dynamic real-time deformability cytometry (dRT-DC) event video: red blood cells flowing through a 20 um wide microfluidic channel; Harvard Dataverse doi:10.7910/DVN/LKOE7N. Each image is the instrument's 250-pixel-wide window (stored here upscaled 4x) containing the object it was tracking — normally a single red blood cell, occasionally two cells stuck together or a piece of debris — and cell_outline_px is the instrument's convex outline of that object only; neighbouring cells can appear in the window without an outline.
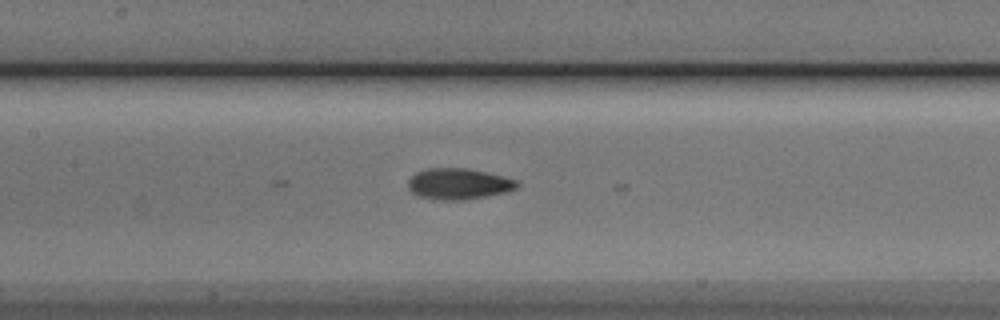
{"species": "Egyptian fruit bat (a non-hibernating species)", "species_latin": "Rousettus aegyptiacus", "temperature_condition": "cold", "stored_images_in_passage": 21, "camera_frame_rate_fps": 3000, "um_per_image_px": 0.085, "animal": {"sex": "male"}, "frame": {"image": 1, "passage_image": 19, "time_ms": 6.0, "image_size_px": [1000, 320], "cell_outline_px": [[520, 184], [516, 188], [504, 192], [464, 200], [444, 200], [420, 196], [412, 192], [408, 188], [408, 180], [416, 172], [424, 168], [468, 168], [504, 176], [516, 180]], "centroid_in_image_um": [38.96, 15.61], "position_along_channel_um": 168.4, "area_um2": 19.59}}